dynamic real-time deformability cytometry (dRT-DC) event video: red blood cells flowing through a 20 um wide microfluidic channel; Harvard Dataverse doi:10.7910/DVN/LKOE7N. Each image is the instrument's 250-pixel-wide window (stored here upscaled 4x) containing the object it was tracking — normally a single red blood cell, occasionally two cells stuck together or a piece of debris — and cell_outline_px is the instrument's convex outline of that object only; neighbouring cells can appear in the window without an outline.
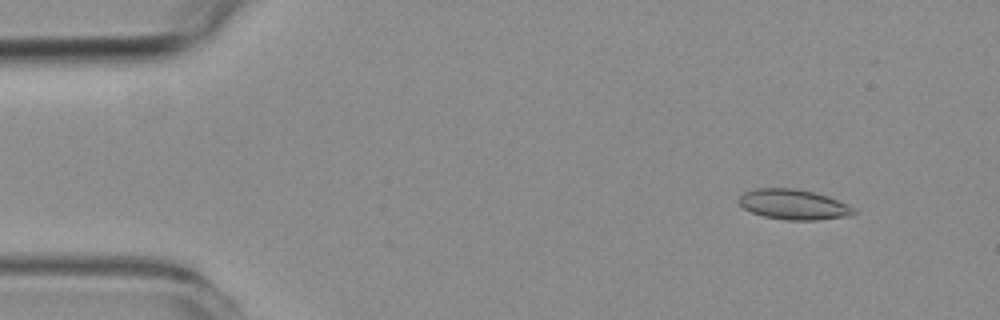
{"species": "common noctule bat (a hibernating species)", "species_latin": "Nyctalus noctula", "temperature_condition": "room temperature", "stored_images_in_passage": 55, "camera_frame_rate_fps": 3000, "um_per_image_px": 0.085, "animal": {"sex": "female", "body_mass_g": 19.3, "forearm_length_mm": 54.1}, "frame": {"image": 1, "passage_image": 6, "time_ms": 1.667, "image_size_px": [1000, 320], "cell_outline_px": [[856, 212], [844, 216], [816, 220], [784, 220], [764, 216], [752, 212], [744, 208], [736, 200], [744, 192], [756, 188], [796, 188], [828, 196], [848, 204], [856, 208]], "centroid_in_image_um": [67.43, 17.37], "position_along_channel_um": 17.6, "area_um2": 20.17}}
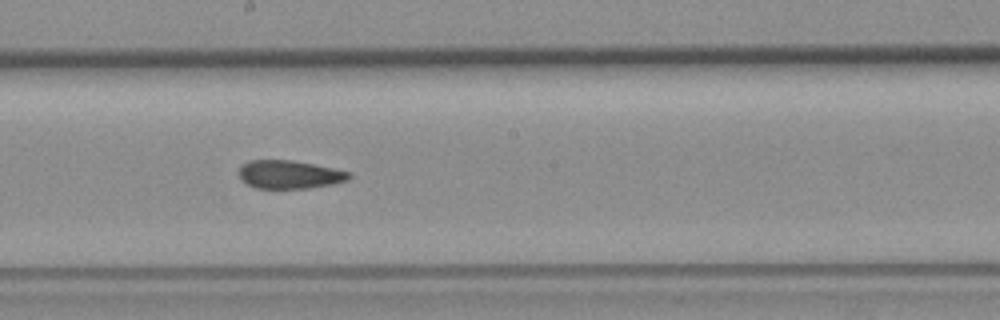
{"frame": {"image": 2, "passage_image": 30, "time_ms": 9.667, "image_size_px": [1000, 320], "cell_outline_px": [[352, 176], [348, 180], [332, 184], [308, 188], [256, 188], [240, 180], [236, 172], [240, 164], [248, 160], [292, 160], [332, 168], [348, 172]], "centroid_in_image_um": [24.51, 14.82], "position_along_channel_um": 223.7, "area_um2": 18.26}}
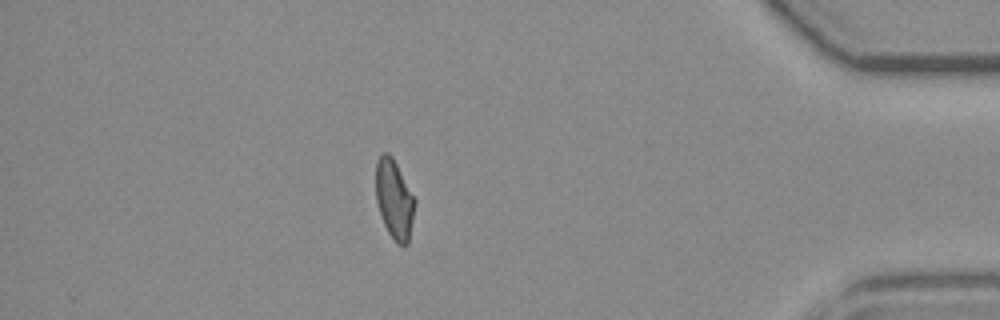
{"frame": {"image": 3, "passage_image": 48, "time_ms": 15.667, "image_size_px": [1000, 320], "cell_outline_px": [[416, 204], [408, 244], [396, 244], [388, 232], [384, 224], [376, 200], [376, 160], [384, 152], [388, 152], [392, 156], [416, 200]], "centroid_in_image_um": [33.52, 16.94], "position_along_channel_um": 401.7, "area_um2": 17.98}}